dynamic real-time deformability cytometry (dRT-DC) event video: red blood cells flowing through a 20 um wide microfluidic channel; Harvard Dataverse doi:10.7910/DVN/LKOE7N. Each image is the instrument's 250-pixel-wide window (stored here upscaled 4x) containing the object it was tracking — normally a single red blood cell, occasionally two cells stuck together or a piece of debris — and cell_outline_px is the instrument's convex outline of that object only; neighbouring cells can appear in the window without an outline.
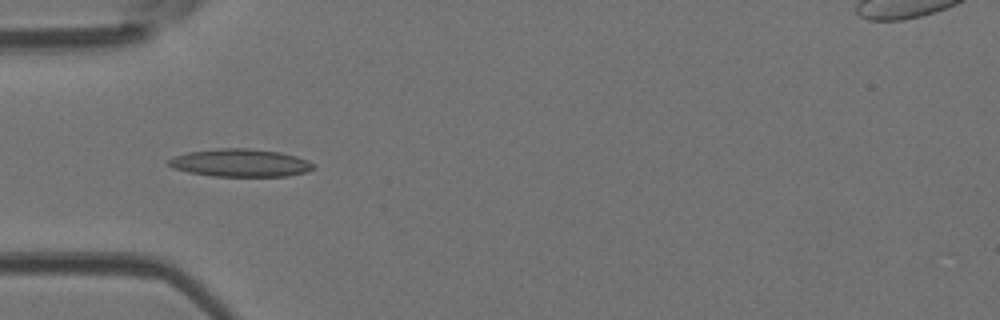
{"species": "Egyptian fruit bat (a non-hibernating species)", "species_latin": "Rousettus aegyptiacus", "temperature_condition": "room temperature", "stored_images_in_passage": 18, "camera_frame_rate_fps": 3000, "um_per_image_px": 0.085, "animal": {"sex": "female"}, "frame": {"image": 1, "passage_image": 6, "time_ms": 1.667, "image_size_px": [1000, 320], "cell_outline_px": [[316, 168], [308, 172], [288, 176], [212, 176], [188, 172], [172, 168], [168, 164], [168, 160], [172, 156], [188, 152], [220, 148], [248, 148], [280, 152], [296, 156], [308, 160]], "centroid_in_image_um": [20.43, 13.84], "position_along_channel_um": 64.6, "area_um2": 23.58}}
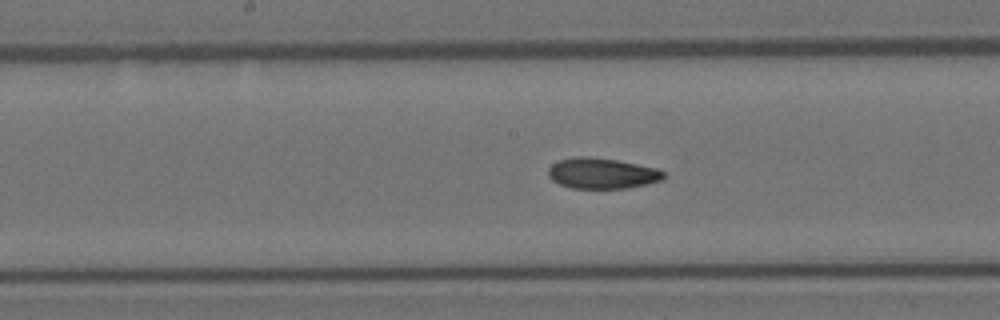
{"frame": {"image": 2, "passage_image": 13, "time_ms": 4.0, "image_size_px": [1000, 320], "cell_outline_px": [[664, 180], [628, 188], [572, 188], [560, 184], [552, 180], [548, 176], [548, 168], [552, 164], [560, 160], [576, 156], [588, 156], [616, 160], [656, 168], [664, 172]], "centroid_in_image_um": [51.16, 14.73], "position_along_channel_um": 197.0, "area_um2": 20.58}}
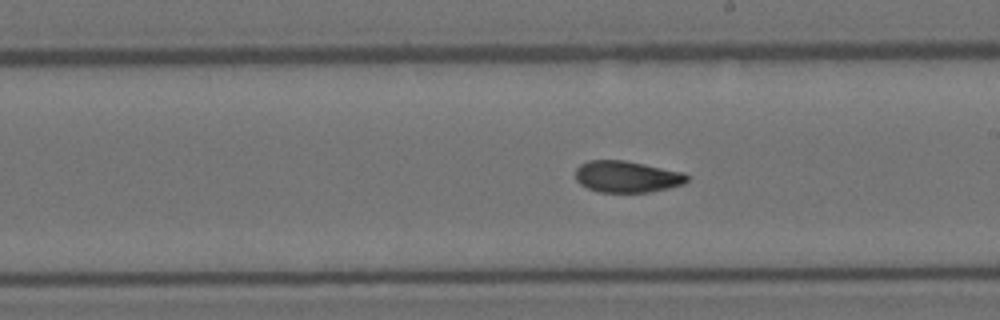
{"frame": {"image": 3, "passage_image": 16, "time_ms": 5.0, "image_size_px": [1000, 320], "cell_outline_px": [[688, 180], [684, 184], [668, 188], [648, 192], [600, 192], [588, 188], [580, 184], [576, 180], [576, 168], [580, 164], [588, 160], [624, 160], [684, 172], [688, 176]], "centroid_in_image_um": [53.28, 15.01], "position_along_channel_um": 235.7, "area_um2": 20.52}}